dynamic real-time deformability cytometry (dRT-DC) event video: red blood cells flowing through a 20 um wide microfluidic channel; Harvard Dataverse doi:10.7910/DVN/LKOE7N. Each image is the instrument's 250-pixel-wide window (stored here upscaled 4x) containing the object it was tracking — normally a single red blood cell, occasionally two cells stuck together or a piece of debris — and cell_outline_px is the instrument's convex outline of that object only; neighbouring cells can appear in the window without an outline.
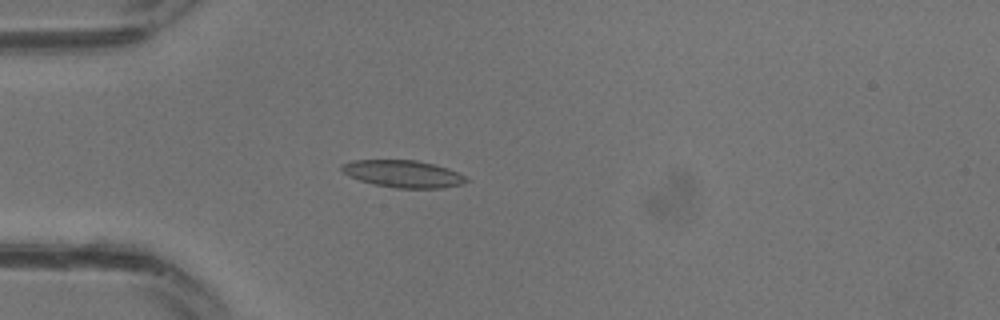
{"species": "common noctule bat (a hibernating species)", "species_latin": "Nyctalus noctula", "temperature_condition": "warm", "stored_images_in_passage": 15, "camera_frame_rate_fps": 3000, "um_per_image_px": 0.085, "animal": {"sex": "male", "body_mass_g": 13.3}, "frame": {"image": 1, "passage_image": 3, "time_ms": 0.667, "image_size_px": [1000, 320], "cell_outline_px": [[468, 180], [464, 184], [440, 188], [396, 188], [372, 184], [348, 176], [340, 168], [340, 164], [352, 160], [416, 160], [448, 168], [464, 176]], "centroid_in_image_um": [34.22, 14.78], "position_along_channel_um": 50.8, "area_um2": 19.71}}
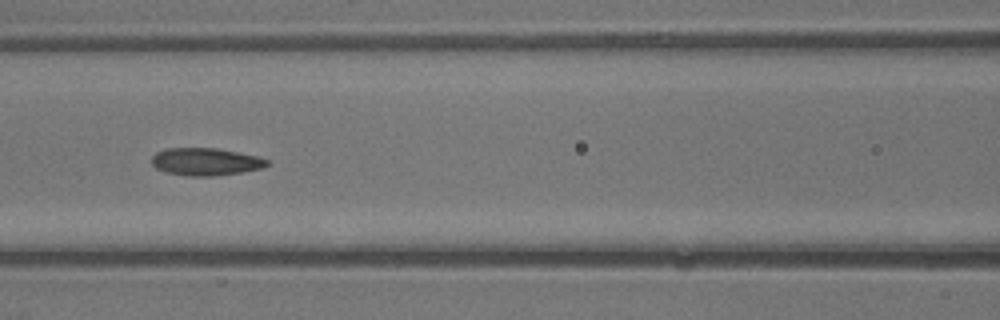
{"frame": {"image": 2, "passage_image": 8, "time_ms": 2.333, "image_size_px": [1000, 320], "cell_outline_px": [[272, 164], [264, 168], [216, 176], [184, 176], [168, 172], [156, 168], [152, 164], [152, 156], [156, 152], [168, 148], [216, 148], [260, 156], [272, 160]], "centroid_in_image_um": [17.56, 13.74], "position_along_channel_um": 149.0, "area_um2": 18.79}}
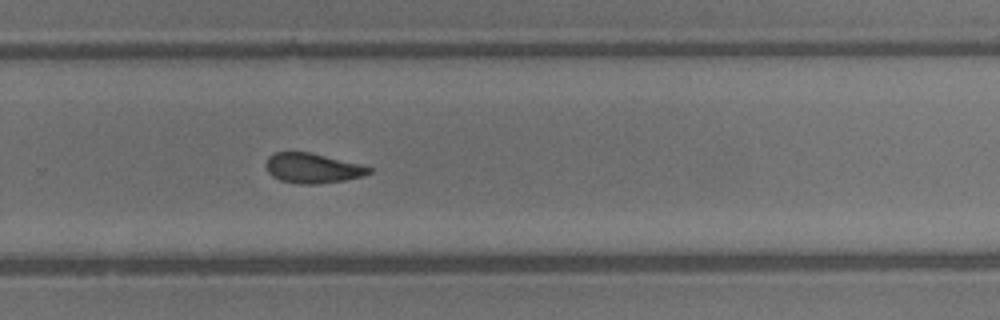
{"frame": {"image": 3, "passage_image": 15, "time_ms": 4.667, "image_size_px": [1000, 320], "cell_outline_px": [[372, 172], [364, 176], [344, 180], [316, 184], [296, 184], [280, 180], [272, 176], [268, 172], [264, 164], [268, 156], [272, 152], [308, 152], [360, 164], [372, 168]], "centroid_in_image_um": [26.53, 14.3], "position_along_channel_um": 303.3, "area_um2": 18.03}}